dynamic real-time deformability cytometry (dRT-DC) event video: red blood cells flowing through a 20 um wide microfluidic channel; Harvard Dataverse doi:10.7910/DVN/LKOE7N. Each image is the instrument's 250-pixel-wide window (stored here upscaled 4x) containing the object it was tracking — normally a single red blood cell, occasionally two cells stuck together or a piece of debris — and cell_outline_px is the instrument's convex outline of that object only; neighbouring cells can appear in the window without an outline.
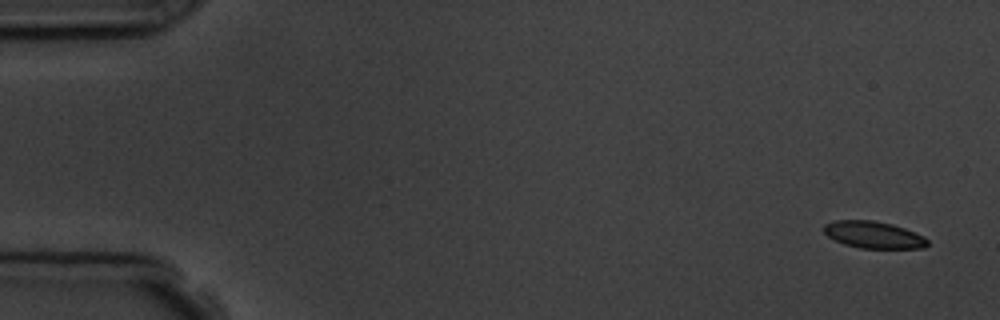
{"species": "common noctule bat (a hibernating species)", "species_latin": "Nyctalus noctula", "temperature_condition": "room temperature", "stored_images_in_passage": 6, "camera_frame_rate_fps": 3000, "um_per_image_px": 0.085, "animal": {"sex": "male", "body_mass_g": 19.5, "forearm_length_mm": 54.6}, "frame": {"image": 1, "passage_image": 1, "time_ms": 0.0, "image_size_px": [1000, 320], "cell_outline_px": [[928, 244], [924, 248], [860, 248], [844, 244], [828, 236], [824, 232], [824, 224], [832, 220], [872, 220], [892, 224], [904, 228], [924, 236], [928, 240]], "centroid_in_image_um": [74.25, 19.95], "position_along_channel_um": 10.8, "area_um2": 16.24}}